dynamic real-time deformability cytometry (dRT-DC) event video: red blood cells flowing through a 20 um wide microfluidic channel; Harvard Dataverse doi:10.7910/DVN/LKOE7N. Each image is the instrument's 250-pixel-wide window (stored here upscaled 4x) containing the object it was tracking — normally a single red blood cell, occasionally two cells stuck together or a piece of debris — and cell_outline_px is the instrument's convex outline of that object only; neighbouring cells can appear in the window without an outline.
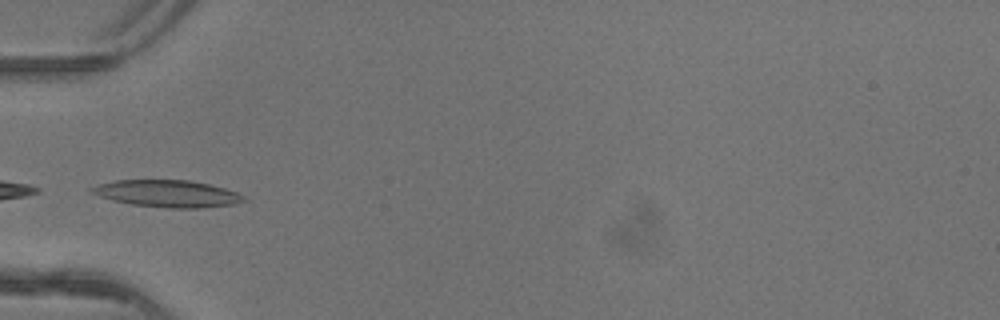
{"species": "common noctule bat (a hibernating species)", "species_latin": "Nyctalus noctula", "temperature_condition": "warm", "stored_images_in_passage": 4, "camera_frame_rate_fps": 3000, "um_per_image_px": 0.085, "animal": {"sex": "female"}, "frame": {"image": 1, "passage_image": 4, "time_ms": 1.0, "image_size_px": [1000, 320], "cell_outline_px": [[248, 200], [232, 204], [200, 208], [168, 208], [132, 204], [112, 200], [88, 192], [88, 188], [96, 184], [116, 180], [188, 180], [208, 184], [224, 188], [236, 192], [244, 196]], "centroid_in_image_um": [14.18, 16.45], "position_along_channel_um": 70.8, "area_um2": 23.93}}